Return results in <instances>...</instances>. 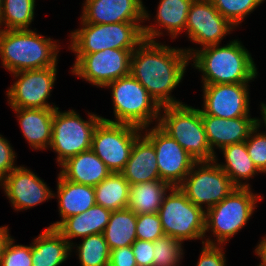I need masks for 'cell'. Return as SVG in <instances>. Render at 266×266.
<instances>
[{
    "mask_svg": "<svg viewBox=\"0 0 266 266\" xmlns=\"http://www.w3.org/2000/svg\"><path fill=\"white\" fill-rule=\"evenodd\" d=\"M189 63L185 49L145 39L132 52L130 74L161 107L183 104L172 92L182 82Z\"/></svg>",
    "mask_w": 266,
    "mask_h": 266,
    "instance_id": "obj_1",
    "label": "cell"
},
{
    "mask_svg": "<svg viewBox=\"0 0 266 266\" xmlns=\"http://www.w3.org/2000/svg\"><path fill=\"white\" fill-rule=\"evenodd\" d=\"M252 54L238 39L229 43L198 49L189 57L193 68L201 72L202 84H240L257 79L258 71Z\"/></svg>",
    "mask_w": 266,
    "mask_h": 266,
    "instance_id": "obj_2",
    "label": "cell"
},
{
    "mask_svg": "<svg viewBox=\"0 0 266 266\" xmlns=\"http://www.w3.org/2000/svg\"><path fill=\"white\" fill-rule=\"evenodd\" d=\"M36 28L0 30L2 67L12 73L53 67L58 64L59 40L37 33ZM60 47V48H59Z\"/></svg>",
    "mask_w": 266,
    "mask_h": 266,
    "instance_id": "obj_3",
    "label": "cell"
},
{
    "mask_svg": "<svg viewBox=\"0 0 266 266\" xmlns=\"http://www.w3.org/2000/svg\"><path fill=\"white\" fill-rule=\"evenodd\" d=\"M263 196L251 188H235L220 203L205 211V233L211 232L206 244L226 245L252 218L257 203Z\"/></svg>",
    "mask_w": 266,
    "mask_h": 266,
    "instance_id": "obj_4",
    "label": "cell"
},
{
    "mask_svg": "<svg viewBox=\"0 0 266 266\" xmlns=\"http://www.w3.org/2000/svg\"><path fill=\"white\" fill-rule=\"evenodd\" d=\"M111 90L115 120H102L129 124L140 129L158 124L161 106L146 88L131 74L121 77L105 86Z\"/></svg>",
    "mask_w": 266,
    "mask_h": 266,
    "instance_id": "obj_5",
    "label": "cell"
},
{
    "mask_svg": "<svg viewBox=\"0 0 266 266\" xmlns=\"http://www.w3.org/2000/svg\"><path fill=\"white\" fill-rule=\"evenodd\" d=\"M158 125L197 162L214 161L215 154L207 140L200 108L185 103L162 106Z\"/></svg>",
    "mask_w": 266,
    "mask_h": 266,
    "instance_id": "obj_6",
    "label": "cell"
},
{
    "mask_svg": "<svg viewBox=\"0 0 266 266\" xmlns=\"http://www.w3.org/2000/svg\"><path fill=\"white\" fill-rule=\"evenodd\" d=\"M143 23H80L70 32L68 50L74 54L96 53L106 49H136L144 40Z\"/></svg>",
    "mask_w": 266,
    "mask_h": 266,
    "instance_id": "obj_7",
    "label": "cell"
},
{
    "mask_svg": "<svg viewBox=\"0 0 266 266\" xmlns=\"http://www.w3.org/2000/svg\"><path fill=\"white\" fill-rule=\"evenodd\" d=\"M54 111L50 150L56 153V162L60 166L67 159L91 149L92 136L102 116L88 113V119L72 109Z\"/></svg>",
    "mask_w": 266,
    "mask_h": 266,
    "instance_id": "obj_8",
    "label": "cell"
},
{
    "mask_svg": "<svg viewBox=\"0 0 266 266\" xmlns=\"http://www.w3.org/2000/svg\"><path fill=\"white\" fill-rule=\"evenodd\" d=\"M165 235L181 241L202 240L205 243V211L192 203L179 187H172L159 209Z\"/></svg>",
    "mask_w": 266,
    "mask_h": 266,
    "instance_id": "obj_9",
    "label": "cell"
},
{
    "mask_svg": "<svg viewBox=\"0 0 266 266\" xmlns=\"http://www.w3.org/2000/svg\"><path fill=\"white\" fill-rule=\"evenodd\" d=\"M178 187L204 211L220 203L236 188L215 161L196 162Z\"/></svg>",
    "mask_w": 266,
    "mask_h": 266,
    "instance_id": "obj_10",
    "label": "cell"
},
{
    "mask_svg": "<svg viewBox=\"0 0 266 266\" xmlns=\"http://www.w3.org/2000/svg\"><path fill=\"white\" fill-rule=\"evenodd\" d=\"M141 133L142 129L133 125L101 120L94 130L91 150L111 172L120 173L129 160L135 139Z\"/></svg>",
    "mask_w": 266,
    "mask_h": 266,
    "instance_id": "obj_11",
    "label": "cell"
},
{
    "mask_svg": "<svg viewBox=\"0 0 266 266\" xmlns=\"http://www.w3.org/2000/svg\"><path fill=\"white\" fill-rule=\"evenodd\" d=\"M135 49H106L96 53L74 54L71 74L97 88L130 74V61Z\"/></svg>",
    "mask_w": 266,
    "mask_h": 266,
    "instance_id": "obj_12",
    "label": "cell"
},
{
    "mask_svg": "<svg viewBox=\"0 0 266 266\" xmlns=\"http://www.w3.org/2000/svg\"><path fill=\"white\" fill-rule=\"evenodd\" d=\"M57 65L12 73L15 82L6 91L11 108H57L48 102L57 80Z\"/></svg>",
    "mask_w": 266,
    "mask_h": 266,
    "instance_id": "obj_13",
    "label": "cell"
},
{
    "mask_svg": "<svg viewBox=\"0 0 266 266\" xmlns=\"http://www.w3.org/2000/svg\"><path fill=\"white\" fill-rule=\"evenodd\" d=\"M236 28L214 7L211 0H193L187 18L185 33L199 48H184L189 57L206 46L221 44L226 35Z\"/></svg>",
    "mask_w": 266,
    "mask_h": 266,
    "instance_id": "obj_14",
    "label": "cell"
},
{
    "mask_svg": "<svg viewBox=\"0 0 266 266\" xmlns=\"http://www.w3.org/2000/svg\"><path fill=\"white\" fill-rule=\"evenodd\" d=\"M142 133L155 148L160 180L178 187L197 161L158 124L143 128Z\"/></svg>",
    "mask_w": 266,
    "mask_h": 266,
    "instance_id": "obj_15",
    "label": "cell"
},
{
    "mask_svg": "<svg viewBox=\"0 0 266 266\" xmlns=\"http://www.w3.org/2000/svg\"><path fill=\"white\" fill-rule=\"evenodd\" d=\"M249 83L202 84L201 115L230 119L252 117Z\"/></svg>",
    "mask_w": 266,
    "mask_h": 266,
    "instance_id": "obj_16",
    "label": "cell"
},
{
    "mask_svg": "<svg viewBox=\"0 0 266 266\" xmlns=\"http://www.w3.org/2000/svg\"><path fill=\"white\" fill-rule=\"evenodd\" d=\"M5 196L15 211L27 210L54 199V191L41 177L27 166L21 165L12 170L1 182Z\"/></svg>",
    "mask_w": 266,
    "mask_h": 266,
    "instance_id": "obj_17",
    "label": "cell"
},
{
    "mask_svg": "<svg viewBox=\"0 0 266 266\" xmlns=\"http://www.w3.org/2000/svg\"><path fill=\"white\" fill-rule=\"evenodd\" d=\"M80 23L112 24L150 22L142 0H84Z\"/></svg>",
    "mask_w": 266,
    "mask_h": 266,
    "instance_id": "obj_18",
    "label": "cell"
},
{
    "mask_svg": "<svg viewBox=\"0 0 266 266\" xmlns=\"http://www.w3.org/2000/svg\"><path fill=\"white\" fill-rule=\"evenodd\" d=\"M259 117H238L224 119L202 115V122L211 151L234 143L246 141L250 132L258 125Z\"/></svg>",
    "mask_w": 266,
    "mask_h": 266,
    "instance_id": "obj_19",
    "label": "cell"
},
{
    "mask_svg": "<svg viewBox=\"0 0 266 266\" xmlns=\"http://www.w3.org/2000/svg\"><path fill=\"white\" fill-rule=\"evenodd\" d=\"M192 2L193 0H159L154 23L143 25L144 38L157 41L156 38H160L165 32L171 39L180 36V33L185 32Z\"/></svg>",
    "mask_w": 266,
    "mask_h": 266,
    "instance_id": "obj_20",
    "label": "cell"
},
{
    "mask_svg": "<svg viewBox=\"0 0 266 266\" xmlns=\"http://www.w3.org/2000/svg\"><path fill=\"white\" fill-rule=\"evenodd\" d=\"M57 175V192H54V198L58 200V212L61 218L48 226L55 229L66 218L83 213L96 204L93 186L66 180L59 173Z\"/></svg>",
    "mask_w": 266,
    "mask_h": 266,
    "instance_id": "obj_21",
    "label": "cell"
},
{
    "mask_svg": "<svg viewBox=\"0 0 266 266\" xmlns=\"http://www.w3.org/2000/svg\"><path fill=\"white\" fill-rule=\"evenodd\" d=\"M16 113L22 135L34 150H49L56 108H11Z\"/></svg>",
    "mask_w": 266,
    "mask_h": 266,
    "instance_id": "obj_22",
    "label": "cell"
},
{
    "mask_svg": "<svg viewBox=\"0 0 266 266\" xmlns=\"http://www.w3.org/2000/svg\"><path fill=\"white\" fill-rule=\"evenodd\" d=\"M120 173L130 185L160 180L155 148L143 133L135 139L129 160Z\"/></svg>",
    "mask_w": 266,
    "mask_h": 266,
    "instance_id": "obj_23",
    "label": "cell"
},
{
    "mask_svg": "<svg viewBox=\"0 0 266 266\" xmlns=\"http://www.w3.org/2000/svg\"><path fill=\"white\" fill-rule=\"evenodd\" d=\"M60 166L59 174L64 179L93 187L111 174L106 164L91 149L67 159Z\"/></svg>",
    "mask_w": 266,
    "mask_h": 266,
    "instance_id": "obj_24",
    "label": "cell"
},
{
    "mask_svg": "<svg viewBox=\"0 0 266 266\" xmlns=\"http://www.w3.org/2000/svg\"><path fill=\"white\" fill-rule=\"evenodd\" d=\"M219 151L225 161L218 163L217 155L214 161L229 176L232 184L236 188H251L249 180L262 173L249 157L245 141L224 146Z\"/></svg>",
    "mask_w": 266,
    "mask_h": 266,
    "instance_id": "obj_25",
    "label": "cell"
},
{
    "mask_svg": "<svg viewBox=\"0 0 266 266\" xmlns=\"http://www.w3.org/2000/svg\"><path fill=\"white\" fill-rule=\"evenodd\" d=\"M71 252L68 241L55 228L46 227L31 243L32 266H61Z\"/></svg>",
    "mask_w": 266,
    "mask_h": 266,
    "instance_id": "obj_26",
    "label": "cell"
},
{
    "mask_svg": "<svg viewBox=\"0 0 266 266\" xmlns=\"http://www.w3.org/2000/svg\"><path fill=\"white\" fill-rule=\"evenodd\" d=\"M111 213L112 211L95 204L83 213L66 218L56 230L71 245L72 239L103 233Z\"/></svg>",
    "mask_w": 266,
    "mask_h": 266,
    "instance_id": "obj_27",
    "label": "cell"
},
{
    "mask_svg": "<svg viewBox=\"0 0 266 266\" xmlns=\"http://www.w3.org/2000/svg\"><path fill=\"white\" fill-rule=\"evenodd\" d=\"M171 188V185L162 180L132 184L127 208L136 215L158 213L165 195Z\"/></svg>",
    "mask_w": 266,
    "mask_h": 266,
    "instance_id": "obj_28",
    "label": "cell"
},
{
    "mask_svg": "<svg viewBox=\"0 0 266 266\" xmlns=\"http://www.w3.org/2000/svg\"><path fill=\"white\" fill-rule=\"evenodd\" d=\"M136 221L137 215L130 208L112 211L103 232L110 250L133 244L137 239Z\"/></svg>",
    "mask_w": 266,
    "mask_h": 266,
    "instance_id": "obj_29",
    "label": "cell"
},
{
    "mask_svg": "<svg viewBox=\"0 0 266 266\" xmlns=\"http://www.w3.org/2000/svg\"><path fill=\"white\" fill-rule=\"evenodd\" d=\"M97 205L110 211L127 208L130 184L121 173L111 174L94 187Z\"/></svg>",
    "mask_w": 266,
    "mask_h": 266,
    "instance_id": "obj_30",
    "label": "cell"
},
{
    "mask_svg": "<svg viewBox=\"0 0 266 266\" xmlns=\"http://www.w3.org/2000/svg\"><path fill=\"white\" fill-rule=\"evenodd\" d=\"M36 0H2L0 30L31 29Z\"/></svg>",
    "mask_w": 266,
    "mask_h": 266,
    "instance_id": "obj_31",
    "label": "cell"
},
{
    "mask_svg": "<svg viewBox=\"0 0 266 266\" xmlns=\"http://www.w3.org/2000/svg\"><path fill=\"white\" fill-rule=\"evenodd\" d=\"M80 244L72 243L71 251L76 250L80 266H108L111 250L103 233L84 237ZM76 248V249H74Z\"/></svg>",
    "mask_w": 266,
    "mask_h": 266,
    "instance_id": "obj_32",
    "label": "cell"
},
{
    "mask_svg": "<svg viewBox=\"0 0 266 266\" xmlns=\"http://www.w3.org/2000/svg\"><path fill=\"white\" fill-rule=\"evenodd\" d=\"M184 242L164 235L153 242L154 266H179L184 258Z\"/></svg>",
    "mask_w": 266,
    "mask_h": 266,
    "instance_id": "obj_33",
    "label": "cell"
},
{
    "mask_svg": "<svg viewBox=\"0 0 266 266\" xmlns=\"http://www.w3.org/2000/svg\"><path fill=\"white\" fill-rule=\"evenodd\" d=\"M216 10L235 28L265 0H211Z\"/></svg>",
    "mask_w": 266,
    "mask_h": 266,
    "instance_id": "obj_34",
    "label": "cell"
},
{
    "mask_svg": "<svg viewBox=\"0 0 266 266\" xmlns=\"http://www.w3.org/2000/svg\"><path fill=\"white\" fill-rule=\"evenodd\" d=\"M261 127H263V123H258L250 132L245 143L249 157L257 169L264 174L266 173V132L260 131Z\"/></svg>",
    "mask_w": 266,
    "mask_h": 266,
    "instance_id": "obj_35",
    "label": "cell"
},
{
    "mask_svg": "<svg viewBox=\"0 0 266 266\" xmlns=\"http://www.w3.org/2000/svg\"><path fill=\"white\" fill-rule=\"evenodd\" d=\"M0 266H32L31 244H15L11 236L3 249Z\"/></svg>",
    "mask_w": 266,
    "mask_h": 266,
    "instance_id": "obj_36",
    "label": "cell"
},
{
    "mask_svg": "<svg viewBox=\"0 0 266 266\" xmlns=\"http://www.w3.org/2000/svg\"><path fill=\"white\" fill-rule=\"evenodd\" d=\"M158 213L139 214L136 221L137 239L155 242L164 236Z\"/></svg>",
    "mask_w": 266,
    "mask_h": 266,
    "instance_id": "obj_37",
    "label": "cell"
},
{
    "mask_svg": "<svg viewBox=\"0 0 266 266\" xmlns=\"http://www.w3.org/2000/svg\"><path fill=\"white\" fill-rule=\"evenodd\" d=\"M224 245L202 244L196 266H227Z\"/></svg>",
    "mask_w": 266,
    "mask_h": 266,
    "instance_id": "obj_38",
    "label": "cell"
},
{
    "mask_svg": "<svg viewBox=\"0 0 266 266\" xmlns=\"http://www.w3.org/2000/svg\"><path fill=\"white\" fill-rule=\"evenodd\" d=\"M16 152L7 138L0 134V182L15 168Z\"/></svg>",
    "mask_w": 266,
    "mask_h": 266,
    "instance_id": "obj_39",
    "label": "cell"
},
{
    "mask_svg": "<svg viewBox=\"0 0 266 266\" xmlns=\"http://www.w3.org/2000/svg\"><path fill=\"white\" fill-rule=\"evenodd\" d=\"M131 246L137 266H154L153 242L136 239Z\"/></svg>",
    "mask_w": 266,
    "mask_h": 266,
    "instance_id": "obj_40",
    "label": "cell"
},
{
    "mask_svg": "<svg viewBox=\"0 0 266 266\" xmlns=\"http://www.w3.org/2000/svg\"><path fill=\"white\" fill-rule=\"evenodd\" d=\"M108 266H137L132 246L111 250Z\"/></svg>",
    "mask_w": 266,
    "mask_h": 266,
    "instance_id": "obj_41",
    "label": "cell"
},
{
    "mask_svg": "<svg viewBox=\"0 0 266 266\" xmlns=\"http://www.w3.org/2000/svg\"><path fill=\"white\" fill-rule=\"evenodd\" d=\"M255 254L258 258H260V262L266 266V236H263L260 242H258L257 246L254 249Z\"/></svg>",
    "mask_w": 266,
    "mask_h": 266,
    "instance_id": "obj_42",
    "label": "cell"
},
{
    "mask_svg": "<svg viewBox=\"0 0 266 266\" xmlns=\"http://www.w3.org/2000/svg\"><path fill=\"white\" fill-rule=\"evenodd\" d=\"M9 228L7 225L0 226V260L2 257L3 249L7 243V241L10 239L11 235L9 234Z\"/></svg>",
    "mask_w": 266,
    "mask_h": 266,
    "instance_id": "obj_43",
    "label": "cell"
},
{
    "mask_svg": "<svg viewBox=\"0 0 266 266\" xmlns=\"http://www.w3.org/2000/svg\"><path fill=\"white\" fill-rule=\"evenodd\" d=\"M260 111H261V119L259 118L258 123H265L266 124V103H260Z\"/></svg>",
    "mask_w": 266,
    "mask_h": 266,
    "instance_id": "obj_44",
    "label": "cell"
},
{
    "mask_svg": "<svg viewBox=\"0 0 266 266\" xmlns=\"http://www.w3.org/2000/svg\"><path fill=\"white\" fill-rule=\"evenodd\" d=\"M1 7H2V0H0V10H1Z\"/></svg>",
    "mask_w": 266,
    "mask_h": 266,
    "instance_id": "obj_45",
    "label": "cell"
}]
</instances>
